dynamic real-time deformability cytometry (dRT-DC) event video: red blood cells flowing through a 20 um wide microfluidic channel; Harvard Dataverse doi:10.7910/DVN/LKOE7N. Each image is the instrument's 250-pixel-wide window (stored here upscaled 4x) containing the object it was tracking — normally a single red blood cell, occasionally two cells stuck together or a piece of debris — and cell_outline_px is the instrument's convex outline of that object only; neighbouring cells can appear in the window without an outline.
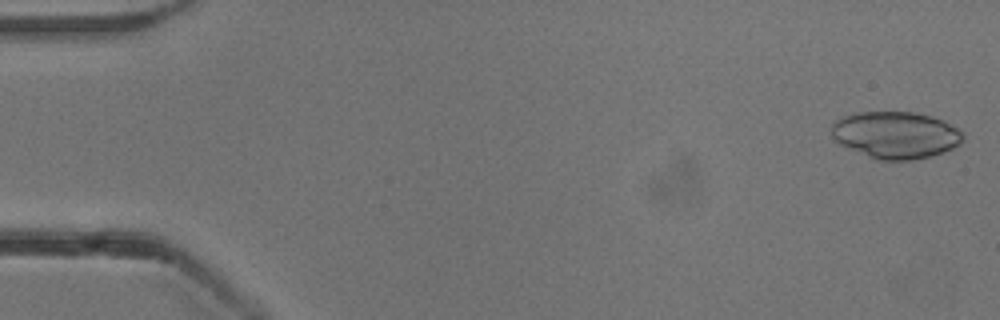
{"species": "common noctule bat (a hibernating species)", "species_latin": "Nyctalus noctula", "temperature_condition": "cold", "stored_images_in_passage": 52, "camera_frame_rate_fps": 3000, "um_per_image_px": 0.085, "animal": {"sex": "male", "body_mass_g": 13.3}, "frame": {"image": 1, "passage_image": 1, "time_ms": 0.0, "image_size_px": [1000, 320], "cell_outline_px": [[964, 140], [960, 144], [944, 152], [932, 156], [912, 160], [876, 160], [840, 144], [832, 136], [832, 124], [836, 120], [844, 116], [856, 112], [912, 112], [944, 120], [964, 132]], "centroid_in_image_um": [76.16, 11.48], "position_along_channel_um": 8.8, "area_um2": 36.07}}